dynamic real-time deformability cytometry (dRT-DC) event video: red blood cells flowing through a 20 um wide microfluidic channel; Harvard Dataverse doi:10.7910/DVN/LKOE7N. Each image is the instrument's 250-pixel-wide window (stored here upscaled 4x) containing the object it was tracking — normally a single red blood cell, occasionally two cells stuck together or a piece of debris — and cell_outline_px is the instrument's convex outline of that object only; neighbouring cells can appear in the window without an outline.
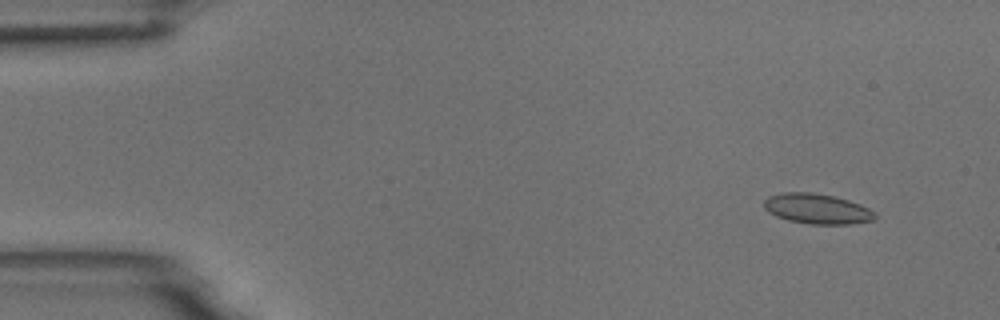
{"species": "common noctule bat (a hibernating species)", "species_latin": "Nyctalus noctula", "temperature_condition": "room temperature", "stored_images_in_passage": 6, "camera_frame_rate_fps": 3000, "um_per_image_px": 0.085, "animal": {"sex": "male", "body_mass_g": 18.8}, "frame": {"image": 1, "passage_image": 2, "time_ms": 0.333, "image_size_px": [1000, 320], "cell_outline_px": [[876, 216], [872, 220], [852, 224], [808, 224], [788, 220], [776, 216], [768, 212], [764, 208], [764, 200], [768, 196], [780, 192], [812, 192], [832, 196], [848, 200], [860, 204], [876, 212]], "centroid_in_image_um": [69.42, 17.74], "position_along_channel_um": 15.6, "area_um2": 19.59}}